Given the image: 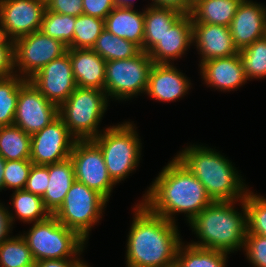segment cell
Segmentation results:
<instances>
[{
  "instance_id": "cell-1",
  "label": "cell",
  "mask_w": 266,
  "mask_h": 267,
  "mask_svg": "<svg viewBox=\"0 0 266 267\" xmlns=\"http://www.w3.org/2000/svg\"><path fill=\"white\" fill-rule=\"evenodd\" d=\"M141 201L151 212L176 223V213H185L189 222L213 201L202 183L174 157Z\"/></svg>"
},
{
  "instance_id": "cell-2",
  "label": "cell",
  "mask_w": 266,
  "mask_h": 267,
  "mask_svg": "<svg viewBox=\"0 0 266 267\" xmlns=\"http://www.w3.org/2000/svg\"><path fill=\"white\" fill-rule=\"evenodd\" d=\"M134 209L127 239V267H162L176 261L183 243L176 223L151 212L142 202Z\"/></svg>"
},
{
  "instance_id": "cell-3",
  "label": "cell",
  "mask_w": 266,
  "mask_h": 267,
  "mask_svg": "<svg viewBox=\"0 0 266 267\" xmlns=\"http://www.w3.org/2000/svg\"><path fill=\"white\" fill-rule=\"evenodd\" d=\"M175 157L202 183L212 201H241L245 198L248 188L242 176L219 152L202 145H191Z\"/></svg>"
},
{
  "instance_id": "cell-4",
  "label": "cell",
  "mask_w": 266,
  "mask_h": 267,
  "mask_svg": "<svg viewBox=\"0 0 266 267\" xmlns=\"http://www.w3.org/2000/svg\"><path fill=\"white\" fill-rule=\"evenodd\" d=\"M237 201L212 202L189 221L192 231L200 241L191 245L230 254L244 248L247 235V216L244 201L242 213L234 207Z\"/></svg>"
},
{
  "instance_id": "cell-5",
  "label": "cell",
  "mask_w": 266,
  "mask_h": 267,
  "mask_svg": "<svg viewBox=\"0 0 266 267\" xmlns=\"http://www.w3.org/2000/svg\"><path fill=\"white\" fill-rule=\"evenodd\" d=\"M134 124L109 126L92 140L99 146L111 179L117 184L138 167L141 144Z\"/></svg>"
},
{
  "instance_id": "cell-6",
  "label": "cell",
  "mask_w": 266,
  "mask_h": 267,
  "mask_svg": "<svg viewBox=\"0 0 266 267\" xmlns=\"http://www.w3.org/2000/svg\"><path fill=\"white\" fill-rule=\"evenodd\" d=\"M27 232L22 237L35 261L78 258L87 242L76 231L61 224L54 215L33 223Z\"/></svg>"
},
{
  "instance_id": "cell-7",
  "label": "cell",
  "mask_w": 266,
  "mask_h": 267,
  "mask_svg": "<svg viewBox=\"0 0 266 267\" xmlns=\"http://www.w3.org/2000/svg\"><path fill=\"white\" fill-rule=\"evenodd\" d=\"M108 99L104 90L78 87L58 107V115L77 140L97 137L99 123L107 110Z\"/></svg>"
},
{
  "instance_id": "cell-8",
  "label": "cell",
  "mask_w": 266,
  "mask_h": 267,
  "mask_svg": "<svg viewBox=\"0 0 266 267\" xmlns=\"http://www.w3.org/2000/svg\"><path fill=\"white\" fill-rule=\"evenodd\" d=\"M107 200L97 191L75 180L60 208L53 214L67 228L76 231L85 241L89 231L103 215Z\"/></svg>"
},
{
  "instance_id": "cell-9",
  "label": "cell",
  "mask_w": 266,
  "mask_h": 267,
  "mask_svg": "<svg viewBox=\"0 0 266 267\" xmlns=\"http://www.w3.org/2000/svg\"><path fill=\"white\" fill-rule=\"evenodd\" d=\"M153 64L149 54L143 50L129 59L107 61L104 86L107 98L127 100L144 93Z\"/></svg>"
},
{
  "instance_id": "cell-10",
  "label": "cell",
  "mask_w": 266,
  "mask_h": 267,
  "mask_svg": "<svg viewBox=\"0 0 266 267\" xmlns=\"http://www.w3.org/2000/svg\"><path fill=\"white\" fill-rule=\"evenodd\" d=\"M67 50L63 42L45 35L41 30L17 38L14 41L15 74L19 71V77L29 80L52 60L66 54Z\"/></svg>"
},
{
  "instance_id": "cell-11",
  "label": "cell",
  "mask_w": 266,
  "mask_h": 267,
  "mask_svg": "<svg viewBox=\"0 0 266 267\" xmlns=\"http://www.w3.org/2000/svg\"><path fill=\"white\" fill-rule=\"evenodd\" d=\"M75 180L100 193L107 201L116 183L111 179L99 146L92 140H76L70 155Z\"/></svg>"
},
{
  "instance_id": "cell-12",
  "label": "cell",
  "mask_w": 266,
  "mask_h": 267,
  "mask_svg": "<svg viewBox=\"0 0 266 267\" xmlns=\"http://www.w3.org/2000/svg\"><path fill=\"white\" fill-rule=\"evenodd\" d=\"M58 116V106L48 101L30 80L20 85L14 125L32 135Z\"/></svg>"
},
{
  "instance_id": "cell-13",
  "label": "cell",
  "mask_w": 266,
  "mask_h": 267,
  "mask_svg": "<svg viewBox=\"0 0 266 267\" xmlns=\"http://www.w3.org/2000/svg\"><path fill=\"white\" fill-rule=\"evenodd\" d=\"M76 138L58 116L42 130L31 135L30 160L34 165H49L70 157Z\"/></svg>"
},
{
  "instance_id": "cell-14",
  "label": "cell",
  "mask_w": 266,
  "mask_h": 267,
  "mask_svg": "<svg viewBox=\"0 0 266 267\" xmlns=\"http://www.w3.org/2000/svg\"><path fill=\"white\" fill-rule=\"evenodd\" d=\"M46 0H0V22L9 40L41 30Z\"/></svg>"
},
{
  "instance_id": "cell-15",
  "label": "cell",
  "mask_w": 266,
  "mask_h": 267,
  "mask_svg": "<svg viewBox=\"0 0 266 267\" xmlns=\"http://www.w3.org/2000/svg\"><path fill=\"white\" fill-rule=\"evenodd\" d=\"M29 80L48 101L58 107L77 88L68 52L45 65Z\"/></svg>"
},
{
  "instance_id": "cell-16",
  "label": "cell",
  "mask_w": 266,
  "mask_h": 267,
  "mask_svg": "<svg viewBox=\"0 0 266 267\" xmlns=\"http://www.w3.org/2000/svg\"><path fill=\"white\" fill-rule=\"evenodd\" d=\"M229 27L236 49L241 51L266 36V7L242 0Z\"/></svg>"
},
{
  "instance_id": "cell-17",
  "label": "cell",
  "mask_w": 266,
  "mask_h": 267,
  "mask_svg": "<svg viewBox=\"0 0 266 267\" xmlns=\"http://www.w3.org/2000/svg\"><path fill=\"white\" fill-rule=\"evenodd\" d=\"M190 86V80L172 63H154L149 72L145 93L152 99L171 102L187 94Z\"/></svg>"
},
{
  "instance_id": "cell-18",
  "label": "cell",
  "mask_w": 266,
  "mask_h": 267,
  "mask_svg": "<svg viewBox=\"0 0 266 267\" xmlns=\"http://www.w3.org/2000/svg\"><path fill=\"white\" fill-rule=\"evenodd\" d=\"M193 44V26L190 14H183L167 30L160 41L148 52L155 64H171Z\"/></svg>"
},
{
  "instance_id": "cell-19",
  "label": "cell",
  "mask_w": 266,
  "mask_h": 267,
  "mask_svg": "<svg viewBox=\"0 0 266 267\" xmlns=\"http://www.w3.org/2000/svg\"><path fill=\"white\" fill-rule=\"evenodd\" d=\"M200 75L207 85L220 91H233L247 82L239 52L203 62Z\"/></svg>"
},
{
  "instance_id": "cell-20",
  "label": "cell",
  "mask_w": 266,
  "mask_h": 267,
  "mask_svg": "<svg viewBox=\"0 0 266 267\" xmlns=\"http://www.w3.org/2000/svg\"><path fill=\"white\" fill-rule=\"evenodd\" d=\"M193 43L200 52V65L216 58L237 54L230 27L217 24H192Z\"/></svg>"
},
{
  "instance_id": "cell-21",
  "label": "cell",
  "mask_w": 266,
  "mask_h": 267,
  "mask_svg": "<svg viewBox=\"0 0 266 267\" xmlns=\"http://www.w3.org/2000/svg\"><path fill=\"white\" fill-rule=\"evenodd\" d=\"M78 87L104 90L106 61L93 49L68 48Z\"/></svg>"
},
{
  "instance_id": "cell-22",
  "label": "cell",
  "mask_w": 266,
  "mask_h": 267,
  "mask_svg": "<svg viewBox=\"0 0 266 267\" xmlns=\"http://www.w3.org/2000/svg\"><path fill=\"white\" fill-rule=\"evenodd\" d=\"M105 29L118 37L137 44L143 50L145 30L143 11L115 7L105 18Z\"/></svg>"
},
{
  "instance_id": "cell-23",
  "label": "cell",
  "mask_w": 266,
  "mask_h": 267,
  "mask_svg": "<svg viewBox=\"0 0 266 267\" xmlns=\"http://www.w3.org/2000/svg\"><path fill=\"white\" fill-rule=\"evenodd\" d=\"M49 185L43 195L45 208L53 215L63 204L66 194L75 181L74 166L70 157L48 165Z\"/></svg>"
},
{
  "instance_id": "cell-24",
  "label": "cell",
  "mask_w": 266,
  "mask_h": 267,
  "mask_svg": "<svg viewBox=\"0 0 266 267\" xmlns=\"http://www.w3.org/2000/svg\"><path fill=\"white\" fill-rule=\"evenodd\" d=\"M242 0H193L192 24L229 27Z\"/></svg>"
},
{
  "instance_id": "cell-25",
  "label": "cell",
  "mask_w": 266,
  "mask_h": 267,
  "mask_svg": "<svg viewBox=\"0 0 266 267\" xmlns=\"http://www.w3.org/2000/svg\"><path fill=\"white\" fill-rule=\"evenodd\" d=\"M143 11L145 23L143 51L148 53L183 14L172 8L152 5Z\"/></svg>"
},
{
  "instance_id": "cell-26",
  "label": "cell",
  "mask_w": 266,
  "mask_h": 267,
  "mask_svg": "<svg viewBox=\"0 0 266 267\" xmlns=\"http://www.w3.org/2000/svg\"><path fill=\"white\" fill-rule=\"evenodd\" d=\"M0 156L6 161L30 160L31 135L14 124L0 127Z\"/></svg>"
},
{
  "instance_id": "cell-27",
  "label": "cell",
  "mask_w": 266,
  "mask_h": 267,
  "mask_svg": "<svg viewBox=\"0 0 266 267\" xmlns=\"http://www.w3.org/2000/svg\"><path fill=\"white\" fill-rule=\"evenodd\" d=\"M11 204L16 213V216H13L12 212L8 210L12 224H14L15 217L26 223H35L43 221L51 215L45 208L42 197L24 189L13 192Z\"/></svg>"
},
{
  "instance_id": "cell-28",
  "label": "cell",
  "mask_w": 266,
  "mask_h": 267,
  "mask_svg": "<svg viewBox=\"0 0 266 267\" xmlns=\"http://www.w3.org/2000/svg\"><path fill=\"white\" fill-rule=\"evenodd\" d=\"M92 49L106 62L129 59L142 51L137 44L118 37L107 29L102 31Z\"/></svg>"
},
{
  "instance_id": "cell-29",
  "label": "cell",
  "mask_w": 266,
  "mask_h": 267,
  "mask_svg": "<svg viewBox=\"0 0 266 267\" xmlns=\"http://www.w3.org/2000/svg\"><path fill=\"white\" fill-rule=\"evenodd\" d=\"M228 253L196 247L184 242L180 245L176 262L179 267H226Z\"/></svg>"
},
{
  "instance_id": "cell-30",
  "label": "cell",
  "mask_w": 266,
  "mask_h": 267,
  "mask_svg": "<svg viewBox=\"0 0 266 267\" xmlns=\"http://www.w3.org/2000/svg\"><path fill=\"white\" fill-rule=\"evenodd\" d=\"M35 263L22 234L9 236L0 244V267H34Z\"/></svg>"
},
{
  "instance_id": "cell-31",
  "label": "cell",
  "mask_w": 266,
  "mask_h": 267,
  "mask_svg": "<svg viewBox=\"0 0 266 267\" xmlns=\"http://www.w3.org/2000/svg\"><path fill=\"white\" fill-rule=\"evenodd\" d=\"M24 81L17 74L0 78V127L14 124L19 87Z\"/></svg>"
},
{
  "instance_id": "cell-32",
  "label": "cell",
  "mask_w": 266,
  "mask_h": 267,
  "mask_svg": "<svg viewBox=\"0 0 266 267\" xmlns=\"http://www.w3.org/2000/svg\"><path fill=\"white\" fill-rule=\"evenodd\" d=\"M105 29V20L81 14L76 17L72 43L68 48L92 49Z\"/></svg>"
},
{
  "instance_id": "cell-33",
  "label": "cell",
  "mask_w": 266,
  "mask_h": 267,
  "mask_svg": "<svg viewBox=\"0 0 266 267\" xmlns=\"http://www.w3.org/2000/svg\"><path fill=\"white\" fill-rule=\"evenodd\" d=\"M76 17L58 14L45 9L41 31L54 39L60 40L67 47L72 43Z\"/></svg>"
},
{
  "instance_id": "cell-34",
  "label": "cell",
  "mask_w": 266,
  "mask_h": 267,
  "mask_svg": "<svg viewBox=\"0 0 266 267\" xmlns=\"http://www.w3.org/2000/svg\"><path fill=\"white\" fill-rule=\"evenodd\" d=\"M248 80L266 77V36L239 51Z\"/></svg>"
},
{
  "instance_id": "cell-35",
  "label": "cell",
  "mask_w": 266,
  "mask_h": 267,
  "mask_svg": "<svg viewBox=\"0 0 266 267\" xmlns=\"http://www.w3.org/2000/svg\"><path fill=\"white\" fill-rule=\"evenodd\" d=\"M247 191L243 199L246 206L247 233L266 237V198Z\"/></svg>"
},
{
  "instance_id": "cell-36",
  "label": "cell",
  "mask_w": 266,
  "mask_h": 267,
  "mask_svg": "<svg viewBox=\"0 0 266 267\" xmlns=\"http://www.w3.org/2000/svg\"><path fill=\"white\" fill-rule=\"evenodd\" d=\"M32 165L31 160L6 161L4 167V189L23 190Z\"/></svg>"
},
{
  "instance_id": "cell-37",
  "label": "cell",
  "mask_w": 266,
  "mask_h": 267,
  "mask_svg": "<svg viewBox=\"0 0 266 267\" xmlns=\"http://www.w3.org/2000/svg\"><path fill=\"white\" fill-rule=\"evenodd\" d=\"M244 251L254 267H266V237L247 233Z\"/></svg>"
},
{
  "instance_id": "cell-38",
  "label": "cell",
  "mask_w": 266,
  "mask_h": 267,
  "mask_svg": "<svg viewBox=\"0 0 266 267\" xmlns=\"http://www.w3.org/2000/svg\"><path fill=\"white\" fill-rule=\"evenodd\" d=\"M48 165H32L24 190L43 197L49 185Z\"/></svg>"
},
{
  "instance_id": "cell-39",
  "label": "cell",
  "mask_w": 266,
  "mask_h": 267,
  "mask_svg": "<svg viewBox=\"0 0 266 267\" xmlns=\"http://www.w3.org/2000/svg\"><path fill=\"white\" fill-rule=\"evenodd\" d=\"M46 9L58 14L77 17L83 14V0H46Z\"/></svg>"
},
{
  "instance_id": "cell-40",
  "label": "cell",
  "mask_w": 266,
  "mask_h": 267,
  "mask_svg": "<svg viewBox=\"0 0 266 267\" xmlns=\"http://www.w3.org/2000/svg\"><path fill=\"white\" fill-rule=\"evenodd\" d=\"M114 8V0H83V14L103 20Z\"/></svg>"
},
{
  "instance_id": "cell-41",
  "label": "cell",
  "mask_w": 266,
  "mask_h": 267,
  "mask_svg": "<svg viewBox=\"0 0 266 267\" xmlns=\"http://www.w3.org/2000/svg\"><path fill=\"white\" fill-rule=\"evenodd\" d=\"M14 45H0V78L14 75Z\"/></svg>"
},
{
  "instance_id": "cell-42",
  "label": "cell",
  "mask_w": 266,
  "mask_h": 267,
  "mask_svg": "<svg viewBox=\"0 0 266 267\" xmlns=\"http://www.w3.org/2000/svg\"><path fill=\"white\" fill-rule=\"evenodd\" d=\"M152 6L172 8L182 14H190L193 7V0H152Z\"/></svg>"
},
{
  "instance_id": "cell-43",
  "label": "cell",
  "mask_w": 266,
  "mask_h": 267,
  "mask_svg": "<svg viewBox=\"0 0 266 267\" xmlns=\"http://www.w3.org/2000/svg\"><path fill=\"white\" fill-rule=\"evenodd\" d=\"M80 261V258L46 259L36 261L34 267H75Z\"/></svg>"
},
{
  "instance_id": "cell-44",
  "label": "cell",
  "mask_w": 266,
  "mask_h": 267,
  "mask_svg": "<svg viewBox=\"0 0 266 267\" xmlns=\"http://www.w3.org/2000/svg\"><path fill=\"white\" fill-rule=\"evenodd\" d=\"M0 203V244L8 238L10 230L13 228L8 214L7 207Z\"/></svg>"
},
{
  "instance_id": "cell-45",
  "label": "cell",
  "mask_w": 266,
  "mask_h": 267,
  "mask_svg": "<svg viewBox=\"0 0 266 267\" xmlns=\"http://www.w3.org/2000/svg\"><path fill=\"white\" fill-rule=\"evenodd\" d=\"M0 45H14V41L9 40L0 22Z\"/></svg>"
},
{
  "instance_id": "cell-46",
  "label": "cell",
  "mask_w": 266,
  "mask_h": 267,
  "mask_svg": "<svg viewBox=\"0 0 266 267\" xmlns=\"http://www.w3.org/2000/svg\"><path fill=\"white\" fill-rule=\"evenodd\" d=\"M6 160L0 156V191L4 190V167Z\"/></svg>"
},
{
  "instance_id": "cell-47",
  "label": "cell",
  "mask_w": 266,
  "mask_h": 267,
  "mask_svg": "<svg viewBox=\"0 0 266 267\" xmlns=\"http://www.w3.org/2000/svg\"><path fill=\"white\" fill-rule=\"evenodd\" d=\"M132 0H114L115 7L133 8Z\"/></svg>"
},
{
  "instance_id": "cell-48",
  "label": "cell",
  "mask_w": 266,
  "mask_h": 267,
  "mask_svg": "<svg viewBox=\"0 0 266 267\" xmlns=\"http://www.w3.org/2000/svg\"><path fill=\"white\" fill-rule=\"evenodd\" d=\"M75 267H90L83 260H81Z\"/></svg>"
},
{
  "instance_id": "cell-49",
  "label": "cell",
  "mask_w": 266,
  "mask_h": 267,
  "mask_svg": "<svg viewBox=\"0 0 266 267\" xmlns=\"http://www.w3.org/2000/svg\"><path fill=\"white\" fill-rule=\"evenodd\" d=\"M162 267H179V266H178L177 262L175 261V262H173V263H171L169 265L162 266Z\"/></svg>"
}]
</instances>
